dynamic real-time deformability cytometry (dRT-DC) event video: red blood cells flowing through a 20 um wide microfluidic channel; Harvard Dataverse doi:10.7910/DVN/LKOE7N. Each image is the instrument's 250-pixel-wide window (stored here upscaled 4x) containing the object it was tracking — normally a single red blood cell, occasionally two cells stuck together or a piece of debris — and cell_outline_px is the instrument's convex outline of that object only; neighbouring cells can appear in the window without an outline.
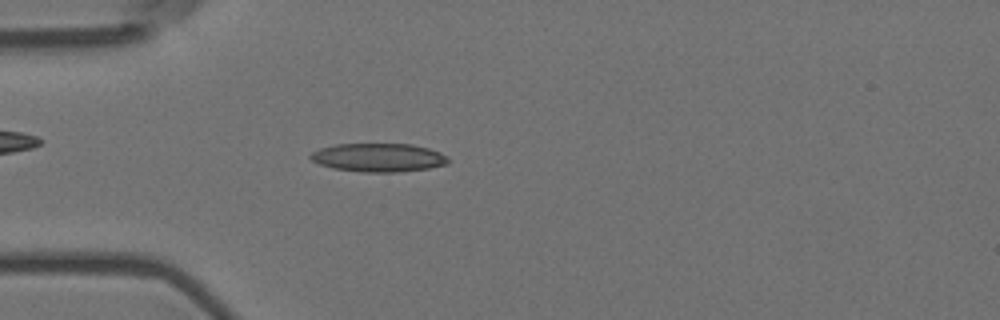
{"species": "Egyptian fruit bat (a non-hibernating species)", "species_latin": "Rousettus aegyptiacus", "temperature_condition": "room temperature", "stored_images_in_passage": 3, "camera_frame_rate_fps": 3000, "um_per_image_px": 0.085, "animal": {"sex": "female"}, "frame": {"image": 1, "passage_image": 3, "time_ms": 0.667, "image_size_px": [1000, 320], "cell_outline_px": [[448, 164], [428, 168], [400, 172], [364, 172], [332, 168], [320, 164], [312, 160], [308, 156], [312, 152], [320, 148], [336, 144], [412, 144], [428, 148], [440, 152], [448, 156]], "centroid_in_image_um": [32.18, 13.39], "position_along_channel_um": 52.8, "area_um2": 22.89}}